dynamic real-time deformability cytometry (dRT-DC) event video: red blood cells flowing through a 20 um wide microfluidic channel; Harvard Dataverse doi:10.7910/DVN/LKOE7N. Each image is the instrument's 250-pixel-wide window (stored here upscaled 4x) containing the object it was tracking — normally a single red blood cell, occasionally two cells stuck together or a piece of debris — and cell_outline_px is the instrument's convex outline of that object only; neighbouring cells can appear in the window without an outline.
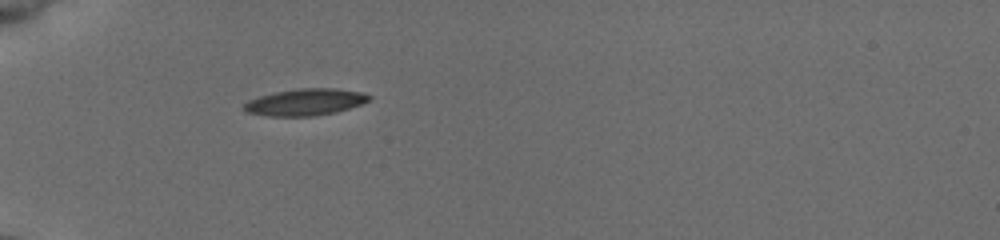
{"species": "common noctule bat (a hibernating species)", "species_latin": "Nyctalus noctula", "temperature_condition": "cold", "stored_images_in_passage": 36, "camera_frame_rate_fps": 3000, "um_per_image_px": 0.085, "animal": {"sex": "female", "body_mass_g": 19.5, "forearm_length_mm": 54.1}, "frame": {"image": 1, "passage_image": 1, "time_ms": 0.0, "image_size_px": [1000, 240], "cell_outline_px": [[372, 100], [336, 112], [316, 116], [268, 116], [244, 112], [244, 104], [248, 100], [260, 96], [276, 92], [300, 88], [336, 88], [364, 92], [372, 96]], "centroid_in_image_um": [25.98, 8.68], "position_along_channel_um": 59.0, "area_um2": 19.59}}
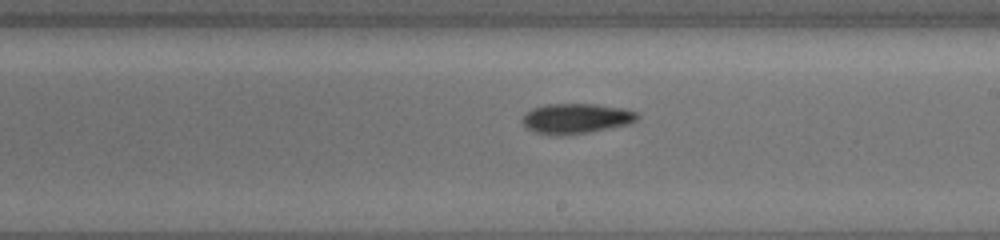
{"frame": {"image": 2, "passage_image": 16, "time_ms": 5.0, "image_size_px": [1000, 240], "cell_outline_px": [[640, 116], [636, 120], [628, 124], [588, 132], [536, 132], [528, 128], [520, 120], [532, 108], [544, 104], [596, 104], [624, 108], [636, 112]], "centroid_in_image_um": [49.02, 10.01], "position_along_channel_um": 240.0, "area_um2": 19.31}}
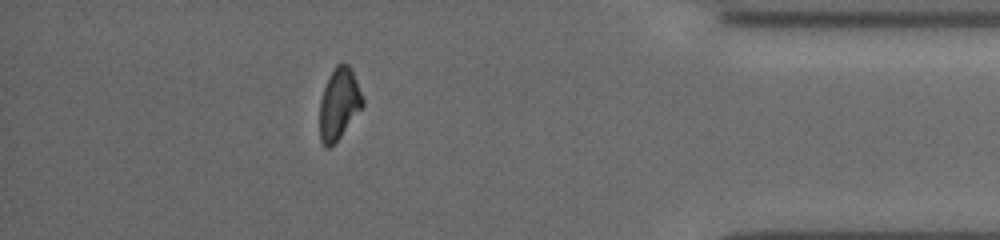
{"frame": {"image": 3, "passage_image": 31, "time_ms": 10.0, "image_size_px": [1000, 240], "cell_outline_px": [[364, 104], [340, 136], [328, 148], [324, 148], [320, 140], [320, 100], [324, 88], [336, 64], [348, 64], [352, 68], [364, 100]], "centroid_in_image_um": [28.81, 8.82], "position_along_channel_um": 406.4, "area_um2": 17.51}}